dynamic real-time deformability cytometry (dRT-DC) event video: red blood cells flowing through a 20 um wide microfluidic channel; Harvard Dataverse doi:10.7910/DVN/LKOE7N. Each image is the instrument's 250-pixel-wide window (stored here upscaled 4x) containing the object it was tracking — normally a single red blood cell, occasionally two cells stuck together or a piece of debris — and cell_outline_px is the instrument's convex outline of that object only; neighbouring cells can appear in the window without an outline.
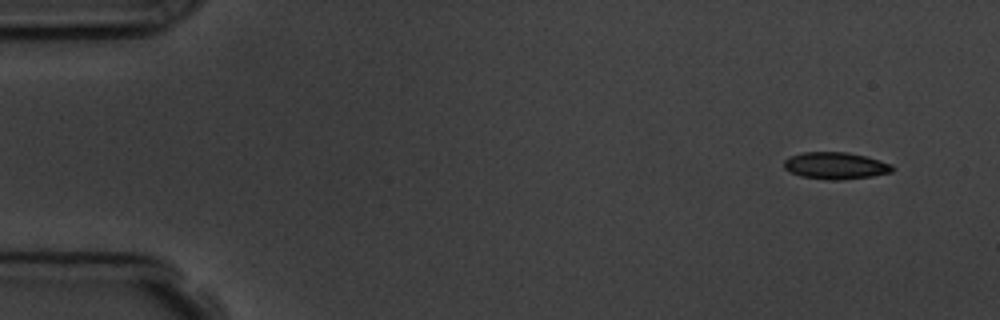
{"species": "common noctule bat (a hibernating species)", "species_latin": "Nyctalus noctula", "temperature_condition": "room temperature", "stored_images_in_passage": 4, "camera_frame_rate_fps": 3000, "um_per_image_px": 0.085, "animal": {"sex": "male", "body_mass_g": 19.5, "forearm_length_mm": 54.6}, "frame": {"image": 1, "passage_image": 1, "time_ms": 0.0, "image_size_px": [1000, 320], "cell_outline_px": [[896, 168], [892, 172], [872, 176], [844, 180], [828, 180], [800, 176], [788, 172], [784, 168], [784, 160], [788, 156], [804, 152], [848, 152], [864, 156], [892, 164]], "centroid_in_image_um": [71.0, 14.09], "position_along_channel_um": 14.0, "area_um2": 17.22}}